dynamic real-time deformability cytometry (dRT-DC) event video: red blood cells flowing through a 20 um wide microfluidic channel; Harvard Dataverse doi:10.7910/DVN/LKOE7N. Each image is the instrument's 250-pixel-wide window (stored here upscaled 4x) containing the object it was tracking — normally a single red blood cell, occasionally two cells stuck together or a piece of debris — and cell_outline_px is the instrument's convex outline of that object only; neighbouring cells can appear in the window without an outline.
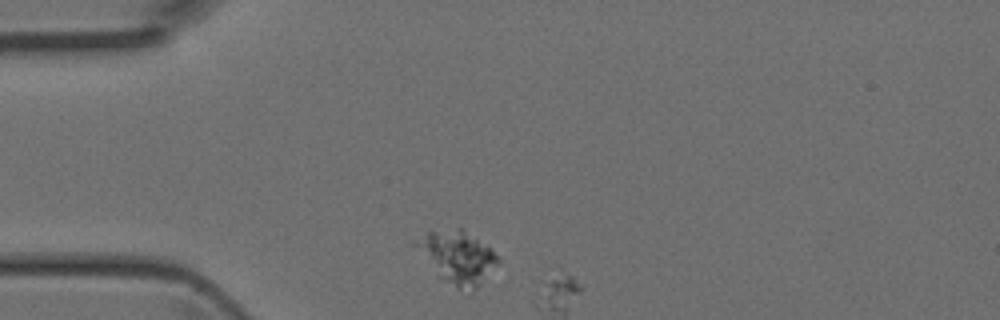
{"species": "Egyptian fruit bat (a non-hibernating species)", "species_latin": "Rousettus aegyptiacus", "temperature_condition": "room temperature", "stored_images_in_passage": 2, "camera_frame_rate_fps": 3000, "um_per_image_px": 0.085, "animal": {"sex": "female"}, "frame": {"image": 1, "passage_image": 1, "time_ms": 0.0, "image_size_px": [1000, 320], "cell_outline_px": [[500, 260], [480, 284], [468, 296], [460, 292], [444, 280], [440, 276], [412, 244], [412, 240], [428, 232], [460, 228], [488, 248]], "centroid_in_image_um": [38.84, 21.92], "position_along_channel_um": 46.2, "area_um2": 24.51}}